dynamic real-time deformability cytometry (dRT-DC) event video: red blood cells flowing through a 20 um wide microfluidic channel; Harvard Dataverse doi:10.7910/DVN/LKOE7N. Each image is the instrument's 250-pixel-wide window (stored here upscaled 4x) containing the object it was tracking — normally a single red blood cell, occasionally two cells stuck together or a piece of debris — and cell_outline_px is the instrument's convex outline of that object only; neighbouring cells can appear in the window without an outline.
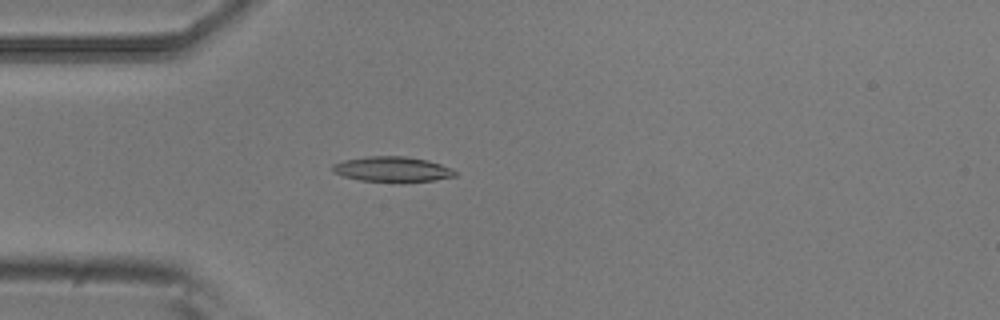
{"species": "common noctule bat (a hibernating species)", "species_latin": "Nyctalus noctula", "temperature_condition": "room temperature", "stored_images_in_passage": 5, "camera_frame_rate_fps": 3000, "um_per_image_px": 0.085, "animal": {"sex": "male", "body_mass_g": 20.5, "forearm_length_mm": 52.5}, "frame": {"image": 1, "passage_image": 5, "time_ms": 1.333, "image_size_px": [1000, 320], "cell_outline_px": [[456, 176], [436, 180], [360, 180], [344, 176], [332, 172], [332, 164], [344, 160], [364, 156], [404, 156], [428, 160], [452, 168], [456, 172]], "centroid_in_image_um": [33.32, 14.35], "position_along_channel_um": 51.7, "area_um2": 17.51}}